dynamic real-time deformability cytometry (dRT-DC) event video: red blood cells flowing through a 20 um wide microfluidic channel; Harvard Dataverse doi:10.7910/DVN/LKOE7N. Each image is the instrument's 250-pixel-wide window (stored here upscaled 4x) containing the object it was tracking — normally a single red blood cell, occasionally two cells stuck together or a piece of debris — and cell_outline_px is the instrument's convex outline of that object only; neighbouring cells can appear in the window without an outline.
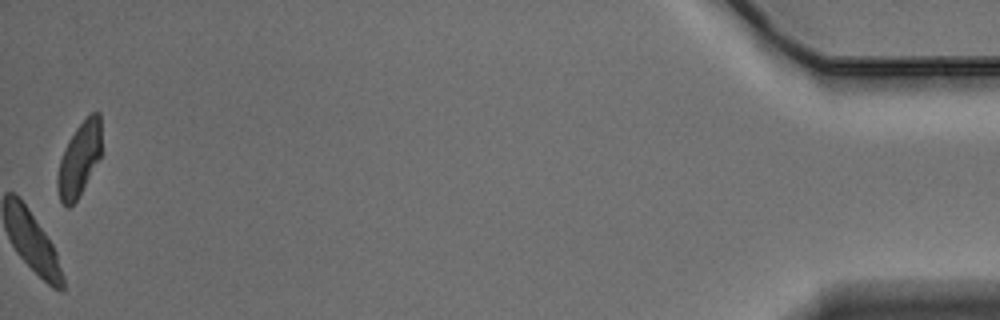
{"species": "Egyptian fruit bat (a non-hibernating species)", "species_latin": "Rousettus aegyptiacus", "temperature_condition": "warm", "stored_images_in_passage": 53, "camera_frame_rate_fps": 3000, "um_per_image_px": 0.085, "animal": {"sex": "male"}, "frame": {"image": 1, "passage_image": 53, "time_ms": 17.333, "image_size_px": [1000, 320], "cell_outline_px": [[100, 156], [76, 200], [68, 208], [60, 200], [56, 188], [56, 176], [60, 160], [64, 148], [76, 128], [92, 112], [100, 112]], "centroid_in_image_um": [6.7, 13.54], "position_along_channel_um": 428.5, "area_um2": 18.44}, "authors_computed_cell_mechanics": {"area_um2": 24.2182, "velocity_mm_per_s": 3.8504, "shape_relaxation_time_tau1_ms": 2.8675, "shape_relaxation_time_tau2_ms": 5.1176, "deformation_change_tau1": 0.1163, "deformation_change_tau2": 0.1027}}